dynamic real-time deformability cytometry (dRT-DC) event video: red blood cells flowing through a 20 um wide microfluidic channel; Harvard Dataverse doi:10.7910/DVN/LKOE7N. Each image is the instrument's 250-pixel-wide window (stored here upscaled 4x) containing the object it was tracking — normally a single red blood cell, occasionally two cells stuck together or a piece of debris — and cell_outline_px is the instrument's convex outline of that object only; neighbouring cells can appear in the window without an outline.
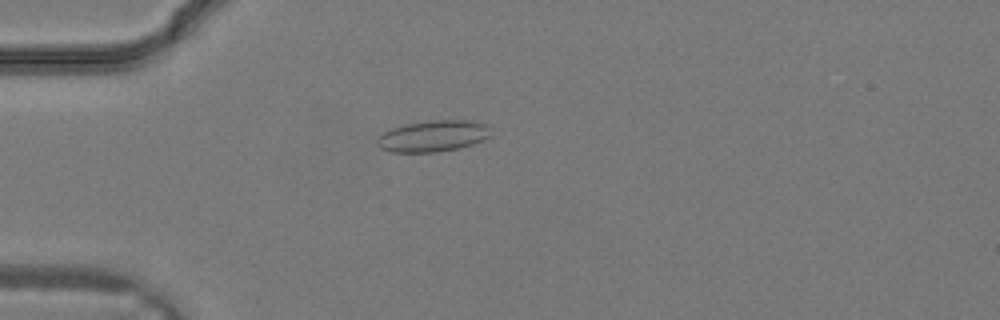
{"species": "common noctule bat (a hibernating species)", "species_latin": "Nyctalus noctula", "temperature_condition": "warm", "stored_images_in_passage": 27, "camera_frame_rate_fps": 3000, "um_per_image_px": 0.085, "animal": {"sex": "male", "body_mass_g": 19.2, "forearm_length_mm": 51.8}, "frame": {"image": 1, "passage_image": 4, "time_ms": 1.0, "image_size_px": [1000, 320], "cell_outline_px": [[492, 136], [484, 140], [460, 148], [436, 152], [392, 152], [380, 148], [376, 144], [376, 140], [384, 132], [392, 128], [404, 124], [428, 120], [472, 120], [488, 124]], "centroid_in_image_um": [36.85, 11.55], "position_along_channel_um": 48.2, "area_um2": 21.04}}
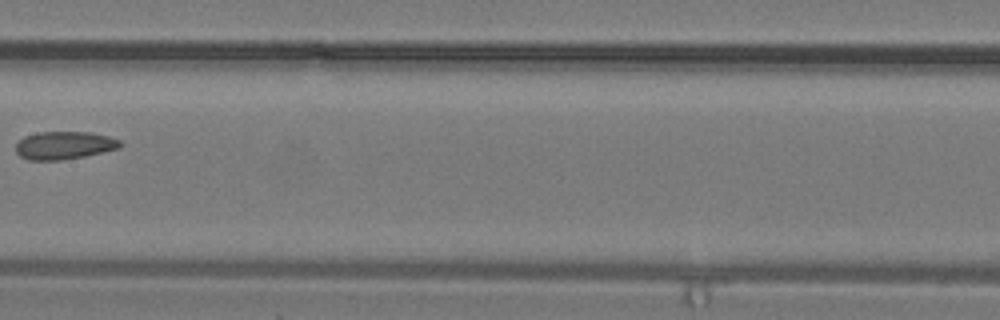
{"frame": {"image": 2, "passage_image": 12, "time_ms": 3.667, "image_size_px": [1000, 320], "cell_outline_px": [[124, 144], [120, 148], [84, 156], [60, 160], [28, 160], [20, 156], [16, 152], [16, 144], [24, 136], [40, 132], [92, 132], [108, 136], [120, 140]], "centroid_in_image_um": [5.48, 12.35], "position_along_channel_um": 201.9, "area_um2": 16.99}}
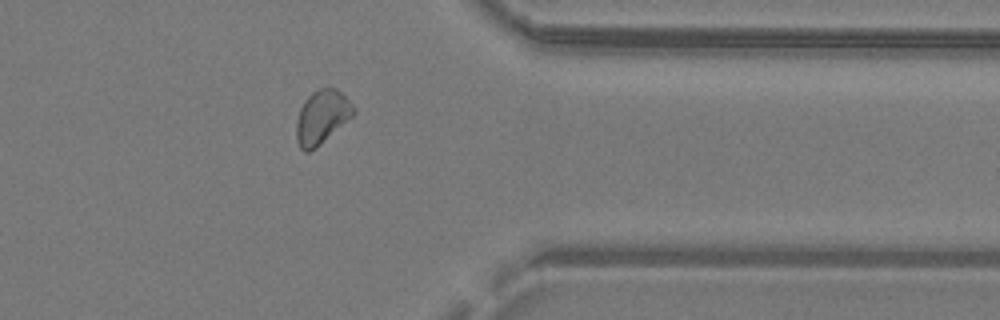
{"frame": {"image": 3, "passage_image": 21, "time_ms": 6.667, "image_size_px": [1000, 320], "cell_outline_px": [[356, 112], [352, 116], [316, 148], [308, 152], [304, 152], [300, 148], [296, 140], [296, 120], [300, 108], [304, 100], [312, 92], [320, 88], [336, 88], [356, 108]], "centroid_in_image_um": [27.33, 9.96], "position_along_channel_um": 384.1, "area_um2": 17.8}}